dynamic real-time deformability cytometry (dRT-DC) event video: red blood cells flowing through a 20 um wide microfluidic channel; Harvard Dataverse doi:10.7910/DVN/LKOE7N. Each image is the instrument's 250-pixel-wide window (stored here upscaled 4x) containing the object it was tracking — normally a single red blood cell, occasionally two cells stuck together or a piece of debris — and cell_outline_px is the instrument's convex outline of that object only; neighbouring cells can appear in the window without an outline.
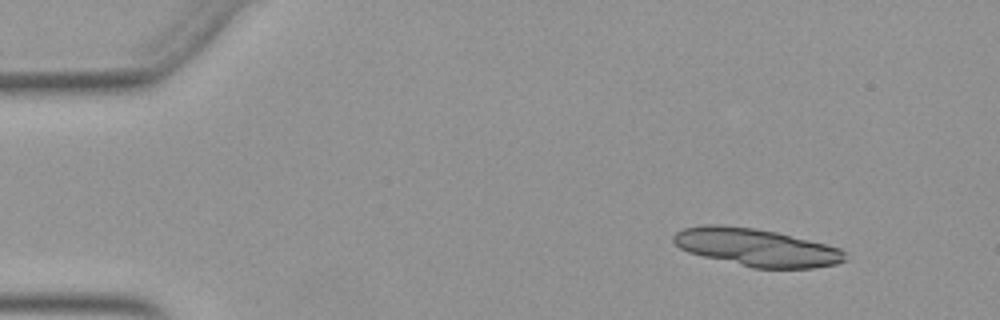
{"species": "Egyptian fruit bat (a non-hibernating species)", "species_latin": "Rousettus aegyptiacus", "temperature_condition": "warm", "stored_images_in_passage": 35, "camera_frame_rate_fps": 3000, "um_per_image_px": 0.085, "animal": {"sex": "female"}, "frame": {"image": 1, "passage_image": 3, "time_ms": 0.667, "image_size_px": [1000, 320], "cell_outline_px": [[848, 260], [836, 264], [812, 268], [752, 268], [688, 252], [680, 248], [672, 240], [672, 236], [676, 232], [684, 228], [704, 224], [724, 224], [756, 228], [776, 232], [840, 248], [844, 252]], "centroid_in_image_um": [64.27, 21.02], "position_along_channel_um": 20.7, "area_um2": 37.63}}
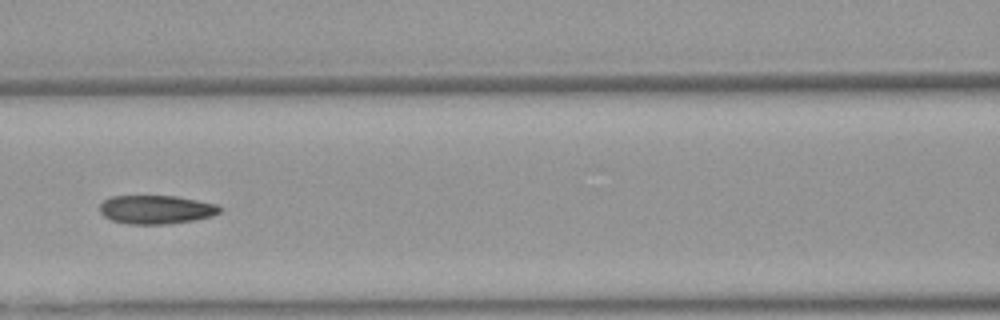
{"frame": {"image": 2, "passage_image": 21, "time_ms": 6.667, "image_size_px": [1000, 320], "cell_outline_px": [[224, 208], [220, 212], [212, 216], [192, 220], [168, 224], [128, 224], [112, 220], [104, 216], [100, 212], [100, 204], [104, 200], [112, 196], [176, 196], [216, 204]], "centroid_in_image_um": [13.28, 17.81], "position_along_channel_um": 153.3, "area_um2": 20.0}}
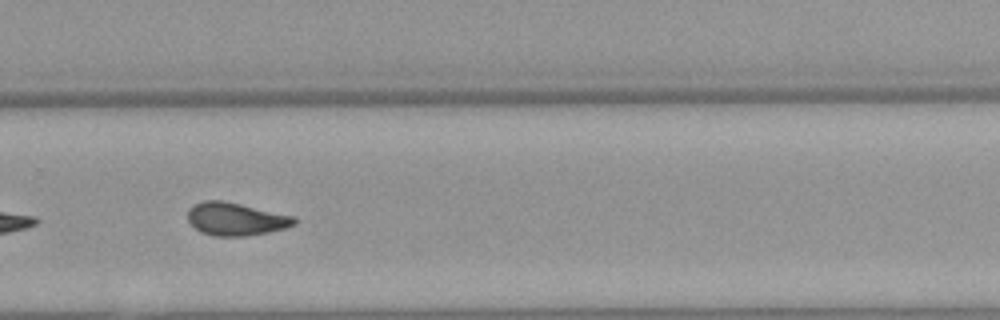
{"frame": {"image": 3, "passage_image": 33, "time_ms": 10.667, "image_size_px": [1000, 320], "cell_outline_px": [[296, 224], [288, 228], [248, 236], [212, 236], [200, 232], [188, 220], [188, 208], [192, 204], [204, 200], [224, 200], [296, 216]], "centroid_in_image_um": [20.06, 18.61], "position_along_channel_um": 309.7, "area_um2": 20.81}}